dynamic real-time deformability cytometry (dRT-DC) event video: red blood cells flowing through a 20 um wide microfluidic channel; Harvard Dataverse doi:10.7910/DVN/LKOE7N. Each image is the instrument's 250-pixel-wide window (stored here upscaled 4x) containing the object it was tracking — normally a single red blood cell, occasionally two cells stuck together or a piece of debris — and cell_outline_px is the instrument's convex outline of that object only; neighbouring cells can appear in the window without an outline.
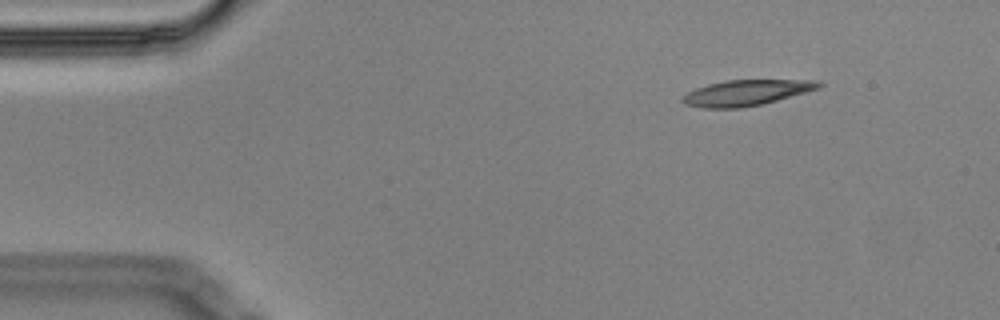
{"species": "Egyptian fruit bat (a non-hibernating species)", "species_latin": "Rousettus aegyptiacus", "temperature_condition": "cold", "stored_images_in_passage": 4, "camera_frame_rate_fps": 3000, "um_per_image_px": 0.085, "animal": {"sex": "male"}, "frame": {"image": 1, "passage_image": 2, "time_ms": 0.333, "image_size_px": [1000, 320], "cell_outline_px": [[824, 84], [820, 88], [764, 104], [740, 108], [704, 108], [684, 104], [680, 100], [688, 92], [696, 88], [708, 84], [724, 80], [820, 80]], "centroid_in_image_um": [63.46, 7.88], "position_along_channel_um": 21.5, "area_um2": 20.52}}
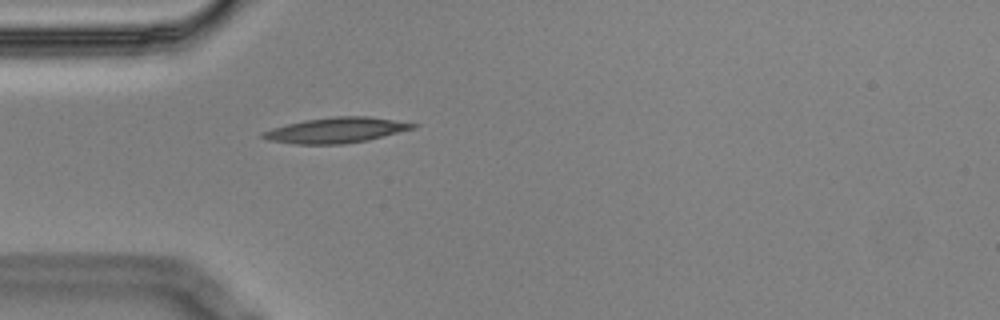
{"frame": {"image": 2, "passage_image": 4, "time_ms": 1.0, "image_size_px": [1000, 320], "cell_outline_px": [[420, 124], [416, 128], [368, 140], [344, 144], [292, 144], [268, 140], [260, 136], [260, 132], [272, 128], [304, 120], [332, 116], [368, 116]], "centroid_in_image_um": [28.57, 11.07], "position_along_channel_um": 56.4, "area_um2": 22.37}}